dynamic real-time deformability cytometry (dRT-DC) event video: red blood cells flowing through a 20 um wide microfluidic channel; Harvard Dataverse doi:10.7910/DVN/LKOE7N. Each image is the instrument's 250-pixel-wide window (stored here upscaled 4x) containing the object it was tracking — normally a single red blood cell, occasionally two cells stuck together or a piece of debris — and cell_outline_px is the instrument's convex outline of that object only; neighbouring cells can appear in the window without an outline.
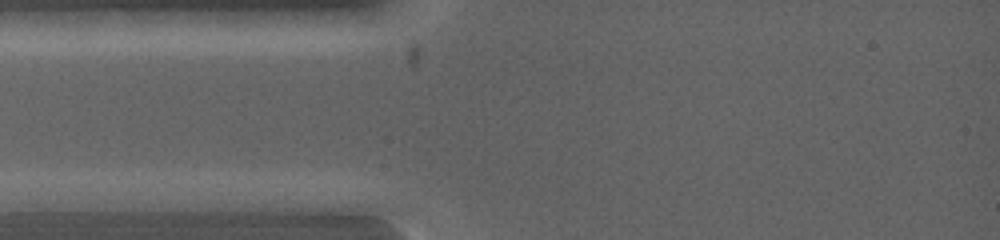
{"species": "common noctule bat (a hibernating species)", "species_latin": "Nyctalus noctula", "temperature_condition": "warm", "stored_images_in_passage": 10, "camera_frame_rate_fps": 5000, "um_per_image_px": 0.085, "animal": {"sex": "female", "body_mass_g": 19.0, "forearm_length_mm": 53.3}, "frame": {"image": 1, "passage_image": 1, "time_ms": 0.0, "image_size_px": [1000, 240], "cell_outline_px": [[124, 200], [96, 212], [52, 216], [44, 216], [16, 212], [12, 200], [56, 192], [88, 192]], "centroid_in_image_um": [5.41, 17.31], "position_along_channel_um": 79.6, "area_um2": 13.76}}
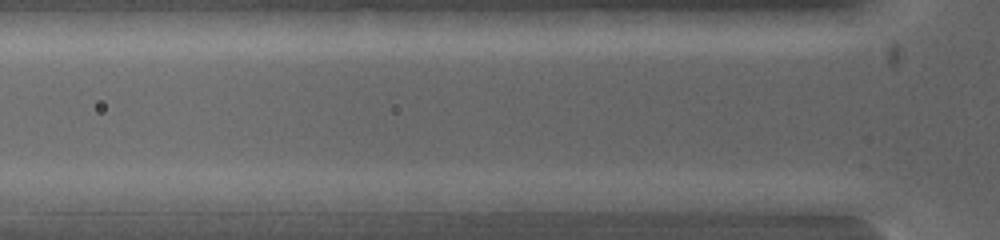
{"frame": {"image": 2, "passage_image": 3, "time_ms": 0.8, "image_size_px": [1000, 240], "cell_outline_px": [[228, 204], [224, 212], [120, 212], [116, 196], [120, 192], [196, 188], [212, 192], [228, 200]], "centroid_in_image_um": [14.58, 17.1], "position_along_channel_um": 111.2, "area_um2": 16.65}}
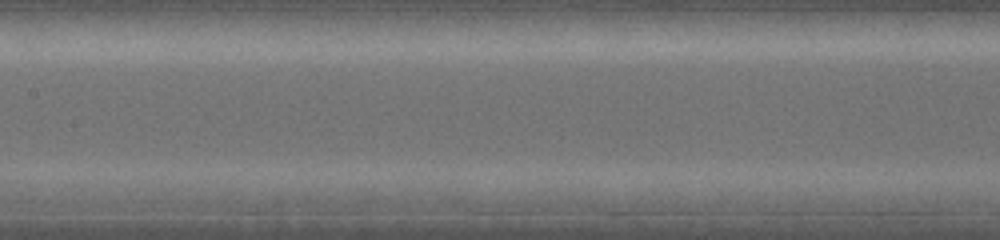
{"frame": {"image": 3, "passage_image": 5, "time_ms": 1.6, "image_size_px": [1000, 240], "cell_outline_px": [[248, 192], [236, 204], [160, 200], [152, 196], [152, 188], [224, 184], [248, 188]], "centroid_in_image_um": [17.16, 16.47], "position_along_channel_um": 190.2, "area_um2": 10.52}}